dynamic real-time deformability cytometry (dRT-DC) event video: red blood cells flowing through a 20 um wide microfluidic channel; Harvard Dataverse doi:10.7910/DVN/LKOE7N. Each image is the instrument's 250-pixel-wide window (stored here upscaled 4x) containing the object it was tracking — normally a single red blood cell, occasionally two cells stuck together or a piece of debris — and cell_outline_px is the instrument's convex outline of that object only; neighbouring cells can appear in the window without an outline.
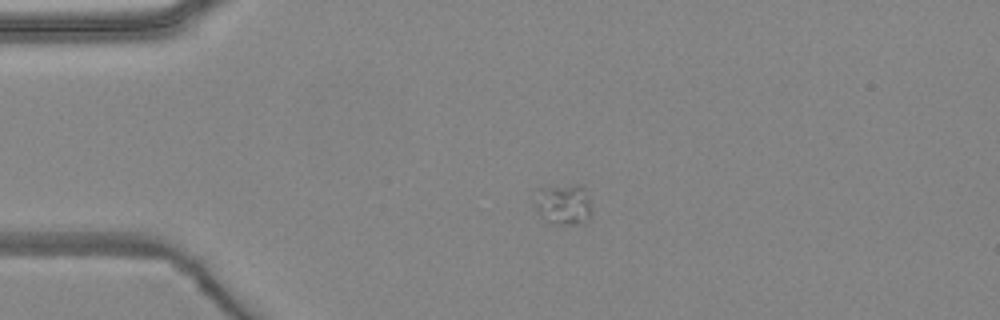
{"species": "common noctule bat (a hibernating species)", "species_latin": "Nyctalus noctula", "temperature_condition": "warm", "stored_images_in_passage": 2, "camera_frame_rate_fps": 3000, "um_per_image_px": 0.085, "animal": {"sex": "female", "body_mass_g": 24.6, "forearm_length_mm": 56.2}, "frame": {"image": 1, "passage_image": 1, "time_ms": 0.0, "image_size_px": [1000, 320], "cell_outline_px": [[592, 212], [588, 220], [584, 224], [548, 224], [536, 212], [536, 204], [540, 188], [572, 184], [580, 184], [584, 188], [592, 204]], "centroid_in_image_um": [47.95, 17.4], "position_along_channel_um": 37.0, "area_um2": 13.81}}